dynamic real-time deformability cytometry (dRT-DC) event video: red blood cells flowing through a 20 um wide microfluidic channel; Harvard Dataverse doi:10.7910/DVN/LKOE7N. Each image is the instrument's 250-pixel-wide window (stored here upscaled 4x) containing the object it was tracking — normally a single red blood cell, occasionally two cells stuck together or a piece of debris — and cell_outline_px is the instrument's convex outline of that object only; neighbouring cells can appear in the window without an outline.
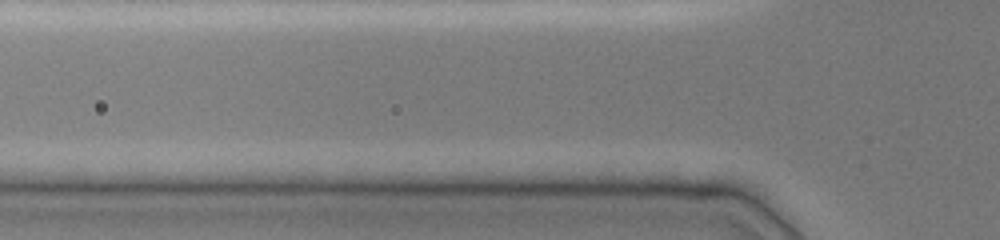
{"species": "common noctule bat (a hibernating species)", "species_latin": "Nyctalus noctula", "temperature_condition": "cold", "stored_images_in_passage": 5, "camera_frame_rate_fps": 3000, "um_per_image_px": 0.085, "animal": {"sex": "female", "body_mass_g": 19.0, "forearm_length_mm": 51.5}, "frame": {"image": 1, "passage_image": 4, "time_ms": 1.667, "image_size_px": [1000, 240], "cell_outline_px": [[404, 188], [392, 192], [276, 192], [260, 188], [260, 184], [284, 180], [368, 180], [404, 184]], "centroid_in_image_um": [28.18, 15.83], "position_along_channel_um": 97.6, "area_um2": 11.21}}